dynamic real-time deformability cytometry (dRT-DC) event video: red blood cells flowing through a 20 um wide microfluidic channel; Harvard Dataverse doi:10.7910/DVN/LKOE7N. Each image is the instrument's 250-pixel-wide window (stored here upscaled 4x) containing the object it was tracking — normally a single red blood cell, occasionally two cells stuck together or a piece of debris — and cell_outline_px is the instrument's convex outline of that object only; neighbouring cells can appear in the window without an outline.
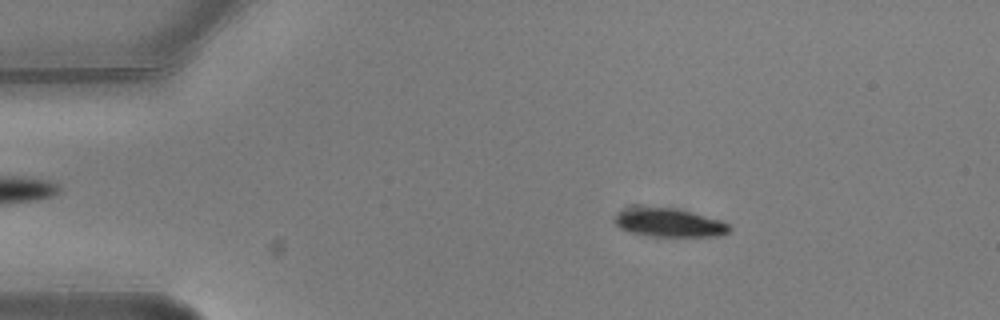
{"species": "common noctule bat (a hibernating species)", "species_latin": "Nyctalus noctula", "temperature_condition": "warm", "stored_images_in_passage": 2, "camera_frame_rate_fps": 3000, "um_per_image_px": 0.085, "animal": {"sex": "male", "body_mass_g": 20.5, "forearm_length_mm": 52.5}, "frame": {"image": 1, "passage_image": 1, "time_ms": 0.0, "image_size_px": [1000, 320], "cell_outline_px": [[732, 228], [728, 232], [720, 236], [652, 236], [632, 232], [620, 228], [612, 220], [612, 216], [616, 212], [624, 208], [680, 208], [720, 220], [728, 224]], "centroid_in_image_um": [56.86, 18.92], "position_along_channel_um": 28.1, "area_um2": 19.13}}